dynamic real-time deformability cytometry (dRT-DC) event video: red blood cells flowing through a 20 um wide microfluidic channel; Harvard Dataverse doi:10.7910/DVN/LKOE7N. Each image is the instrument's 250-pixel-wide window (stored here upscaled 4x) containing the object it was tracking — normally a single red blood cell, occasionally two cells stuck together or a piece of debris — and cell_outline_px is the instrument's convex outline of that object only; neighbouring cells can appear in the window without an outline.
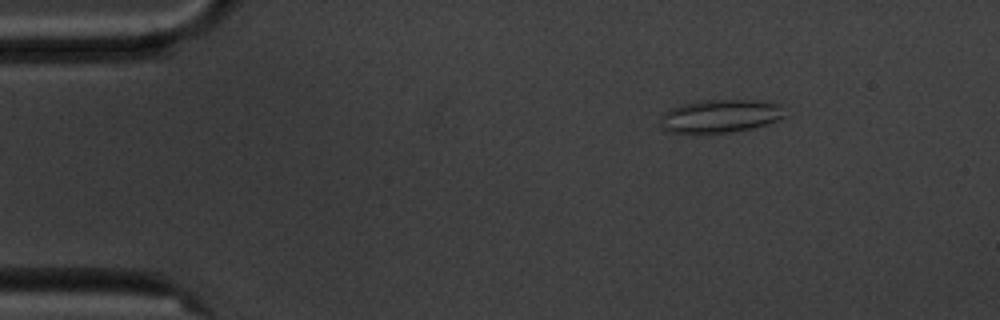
{"species": "common noctule bat (a hibernating species)", "species_latin": "Nyctalus noctula", "temperature_condition": "cold", "stored_images_in_passage": 2, "camera_frame_rate_fps": 3000, "um_per_image_px": 0.085, "animal": {"sex": "male", "body_mass_g": 20.1, "forearm_length_mm": 53.5}, "frame": {"image": 1, "passage_image": 2, "time_ms": 1.333, "image_size_px": [1000, 320], "cell_outline_px": [[788, 116], [780, 120], [752, 128], [732, 132], [672, 132], [664, 128], [660, 124], [660, 120], [664, 112], [680, 104], [704, 100], [752, 100], [780, 104]], "centroid_in_image_um": [61.28, 9.85], "position_along_channel_um": 23.7, "area_um2": 23.87}}